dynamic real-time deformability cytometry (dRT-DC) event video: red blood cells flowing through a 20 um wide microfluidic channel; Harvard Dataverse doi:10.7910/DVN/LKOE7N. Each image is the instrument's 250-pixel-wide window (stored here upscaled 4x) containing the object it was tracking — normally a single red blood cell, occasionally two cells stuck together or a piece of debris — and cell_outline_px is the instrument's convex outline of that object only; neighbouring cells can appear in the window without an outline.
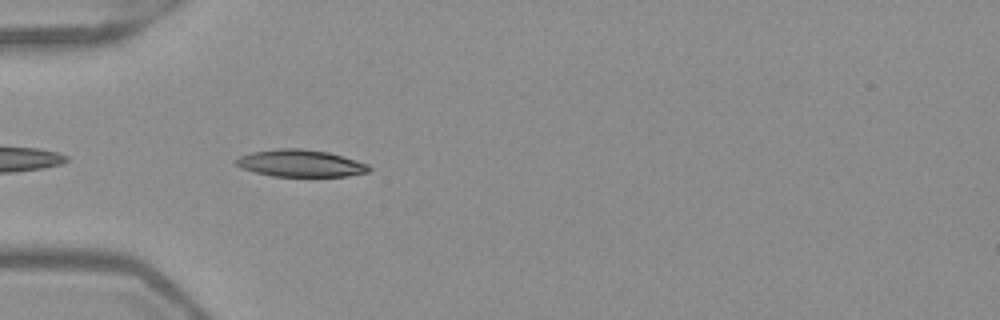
{"species": "Egyptian fruit bat (a non-hibernating species)", "species_latin": "Rousettus aegyptiacus", "temperature_condition": "warm", "stored_images_in_passage": 6, "camera_frame_rate_fps": 3000, "um_per_image_px": 0.085, "frame": {"image": 1, "passage_image": 2, "time_ms": 0.333, "image_size_px": [1000, 320], "cell_outline_px": [[372, 168], [368, 172], [348, 176], [272, 176], [240, 168], [236, 164], [236, 160], [240, 156], [252, 152], [276, 148], [304, 148], [328, 152], [356, 160], [368, 164]], "centroid_in_image_um": [25.55, 13.87], "position_along_channel_um": 59.4, "area_um2": 20.98}}